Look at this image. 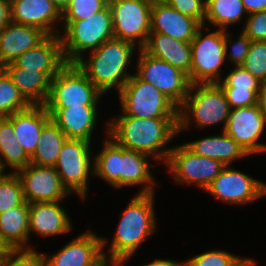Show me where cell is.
Masks as SVG:
<instances>
[{"label":"cell","instance_id":"obj_1","mask_svg":"<svg viewBox=\"0 0 266 266\" xmlns=\"http://www.w3.org/2000/svg\"><path fill=\"white\" fill-rule=\"evenodd\" d=\"M114 118L108 122L107 131L117 144L166 163L172 147L165 146L179 133L178 118Z\"/></svg>","mask_w":266,"mask_h":266},{"label":"cell","instance_id":"obj_2","mask_svg":"<svg viewBox=\"0 0 266 266\" xmlns=\"http://www.w3.org/2000/svg\"><path fill=\"white\" fill-rule=\"evenodd\" d=\"M101 152L94 156V176L104 179L114 188L144 185L137 194L155 193L154 179L147 161L149 155L117 144L111 137L104 140Z\"/></svg>","mask_w":266,"mask_h":266},{"label":"cell","instance_id":"obj_3","mask_svg":"<svg viewBox=\"0 0 266 266\" xmlns=\"http://www.w3.org/2000/svg\"><path fill=\"white\" fill-rule=\"evenodd\" d=\"M154 193L136 194L127 205L116 229L110 249L103 254L126 263L156 229Z\"/></svg>","mask_w":266,"mask_h":266},{"label":"cell","instance_id":"obj_4","mask_svg":"<svg viewBox=\"0 0 266 266\" xmlns=\"http://www.w3.org/2000/svg\"><path fill=\"white\" fill-rule=\"evenodd\" d=\"M135 45L113 38L104 42L98 49L89 52L76 62L87 78L104 94L114 86L119 92L133 75L127 68L131 63Z\"/></svg>","mask_w":266,"mask_h":266},{"label":"cell","instance_id":"obj_5","mask_svg":"<svg viewBox=\"0 0 266 266\" xmlns=\"http://www.w3.org/2000/svg\"><path fill=\"white\" fill-rule=\"evenodd\" d=\"M230 111L225 93L217 83L191 84L184 103L178 108V132L190 127L192 118L199 128L222 122L224 131Z\"/></svg>","mask_w":266,"mask_h":266},{"label":"cell","instance_id":"obj_6","mask_svg":"<svg viewBox=\"0 0 266 266\" xmlns=\"http://www.w3.org/2000/svg\"><path fill=\"white\" fill-rule=\"evenodd\" d=\"M63 22L64 35H60V38L67 63H76L87 50L94 51L114 38L109 4L86 19Z\"/></svg>","mask_w":266,"mask_h":266},{"label":"cell","instance_id":"obj_7","mask_svg":"<svg viewBox=\"0 0 266 266\" xmlns=\"http://www.w3.org/2000/svg\"><path fill=\"white\" fill-rule=\"evenodd\" d=\"M123 114L138 118H178V107L154 85L133 74L120 89Z\"/></svg>","mask_w":266,"mask_h":266},{"label":"cell","instance_id":"obj_8","mask_svg":"<svg viewBox=\"0 0 266 266\" xmlns=\"http://www.w3.org/2000/svg\"><path fill=\"white\" fill-rule=\"evenodd\" d=\"M103 93L87 78L76 63H67L51 80L45 108L97 105Z\"/></svg>","mask_w":266,"mask_h":266},{"label":"cell","instance_id":"obj_9","mask_svg":"<svg viewBox=\"0 0 266 266\" xmlns=\"http://www.w3.org/2000/svg\"><path fill=\"white\" fill-rule=\"evenodd\" d=\"M204 25L191 41V84L218 83L221 81V65L226 60L224 30L217 29L205 36Z\"/></svg>","mask_w":266,"mask_h":266},{"label":"cell","instance_id":"obj_10","mask_svg":"<svg viewBox=\"0 0 266 266\" xmlns=\"http://www.w3.org/2000/svg\"><path fill=\"white\" fill-rule=\"evenodd\" d=\"M114 38L142 49L151 32L152 3L146 0H109Z\"/></svg>","mask_w":266,"mask_h":266},{"label":"cell","instance_id":"obj_11","mask_svg":"<svg viewBox=\"0 0 266 266\" xmlns=\"http://www.w3.org/2000/svg\"><path fill=\"white\" fill-rule=\"evenodd\" d=\"M90 143L85 140L67 139L54 166L66 190L70 194L76 192L84 200L87 195L89 175L91 172L94 174Z\"/></svg>","mask_w":266,"mask_h":266},{"label":"cell","instance_id":"obj_12","mask_svg":"<svg viewBox=\"0 0 266 266\" xmlns=\"http://www.w3.org/2000/svg\"><path fill=\"white\" fill-rule=\"evenodd\" d=\"M136 75L154 85L178 108L189 93L191 82L186 73L171 64L147 54L139 49Z\"/></svg>","mask_w":266,"mask_h":266},{"label":"cell","instance_id":"obj_13","mask_svg":"<svg viewBox=\"0 0 266 266\" xmlns=\"http://www.w3.org/2000/svg\"><path fill=\"white\" fill-rule=\"evenodd\" d=\"M165 164L177 183H193L202 190H206L225 167L221 161L194 153L185 144L172 147Z\"/></svg>","mask_w":266,"mask_h":266},{"label":"cell","instance_id":"obj_14","mask_svg":"<svg viewBox=\"0 0 266 266\" xmlns=\"http://www.w3.org/2000/svg\"><path fill=\"white\" fill-rule=\"evenodd\" d=\"M232 168L225 166L205 191L221 202L234 205L251 203L266 195L264 182Z\"/></svg>","mask_w":266,"mask_h":266},{"label":"cell","instance_id":"obj_15","mask_svg":"<svg viewBox=\"0 0 266 266\" xmlns=\"http://www.w3.org/2000/svg\"><path fill=\"white\" fill-rule=\"evenodd\" d=\"M265 127L266 116L256 104L231 109L224 132L252 155L266 151V144L258 142Z\"/></svg>","mask_w":266,"mask_h":266},{"label":"cell","instance_id":"obj_16","mask_svg":"<svg viewBox=\"0 0 266 266\" xmlns=\"http://www.w3.org/2000/svg\"><path fill=\"white\" fill-rule=\"evenodd\" d=\"M21 180L26 202L62 201L70 193L63 186L55 167L37 166L30 163L16 172Z\"/></svg>","mask_w":266,"mask_h":266},{"label":"cell","instance_id":"obj_17","mask_svg":"<svg viewBox=\"0 0 266 266\" xmlns=\"http://www.w3.org/2000/svg\"><path fill=\"white\" fill-rule=\"evenodd\" d=\"M66 64L60 35H48L36 47L27 50L2 68H23L44 72L52 80Z\"/></svg>","mask_w":266,"mask_h":266},{"label":"cell","instance_id":"obj_18","mask_svg":"<svg viewBox=\"0 0 266 266\" xmlns=\"http://www.w3.org/2000/svg\"><path fill=\"white\" fill-rule=\"evenodd\" d=\"M11 21L35 26L47 35H60L55 26L62 20V13L51 0H10Z\"/></svg>","mask_w":266,"mask_h":266},{"label":"cell","instance_id":"obj_19","mask_svg":"<svg viewBox=\"0 0 266 266\" xmlns=\"http://www.w3.org/2000/svg\"><path fill=\"white\" fill-rule=\"evenodd\" d=\"M107 240L92 232H85L66 244L52 256L45 255L48 266H89L106 247Z\"/></svg>","mask_w":266,"mask_h":266},{"label":"cell","instance_id":"obj_20","mask_svg":"<svg viewBox=\"0 0 266 266\" xmlns=\"http://www.w3.org/2000/svg\"><path fill=\"white\" fill-rule=\"evenodd\" d=\"M46 110L67 139L91 142V135L97 121V105L46 108Z\"/></svg>","mask_w":266,"mask_h":266},{"label":"cell","instance_id":"obj_21","mask_svg":"<svg viewBox=\"0 0 266 266\" xmlns=\"http://www.w3.org/2000/svg\"><path fill=\"white\" fill-rule=\"evenodd\" d=\"M202 25L165 2L152 3L151 32L162 33L182 42H191Z\"/></svg>","mask_w":266,"mask_h":266},{"label":"cell","instance_id":"obj_22","mask_svg":"<svg viewBox=\"0 0 266 266\" xmlns=\"http://www.w3.org/2000/svg\"><path fill=\"white\" fill-rule=\"evenodd\" d=\"M48 35L35 26L10 22L0 32V68L27 50L36 47Z\"/></svg>","mask_w":266,"mask_h":266},{"label":"cell","instance_id":"obj_23","mask_svg":"<svg viewBox=\"0 0 266 266\" xmlns=\"http://www.w3.org/2000/svg\"><path fill=\"white\" fill-rule=\"evenodd\" d=\"M60 201L29 204V237L31 232L43 237L69 232L72 223Z\"/></svg>","mask_w":266,"mask_h":266},{"label":"cell","instance_id":"obj_24","mask_svg":"<svg viewBox=\"0 0 266 266\" xmlns=\"http://www.w3.org/2000/svg\"><path fill=\"white\" fill-rule=\"evenodd\" d=\"M13 124L15 137L31 157L38 145L43 127L51 120L44 105H31L26 110L7 117Z\"/></svg>","mask_w":266,"mask_h":266},{"label":"cell","instance_id":"obj_25","mask_svg":"<svg viewBox=\"0 0 266 266\" xmlns=\"http://www.w3.org/2000/svg\"><path fill=\"white\" fill-rule=\"evenodd\" d=\"M142 49L147 54L180 69L190 80L191 42H182L162 33L150 32Z\"/></svg>","mask_w":266,"mask_h":266},{"label":"cell","instance_id":"obj_26","mask_svg":"<svg viewBox=\"0 0 266 266\" xmlns=\"http://www.w3.org/2000/svg\"><path fill=\"white\" fill-rule=\"evenodd\" d=\"M185 145L194 153L221 161L225 166L249 154L234 139L222 131L220 135L205 137Z\"/></svg>","mask_w":266,"mask_h":266},{"label":"cell","instance_id":"obj_27","mask_svg":"<svg viewBox=\"0 0 266 266\" xmlns=\"http://www.w3.org/2000/svg\"><path fill=\"white\" fill-rule=\"evenodd\" d=\"M31 105H44L51 79L44 73L23 68H2Z\"/></svg>","mask_w":266,"mask_h":266},{"label":"cell","instance_id":"obj_28","mask_svg":"<svg viewBox=\"0 0 266 266\" xmlns=\"http://www.w3.org/2000/svg\"><path fill=\"white\" fill-rule=\"evenodd\" d=\"M0 236L10 248H26L29 238V204L0 214Z\"/></svg>","mask_w":266,"mask_h":266},{"label":"cell","instance_id":"obj_29","mask_svg":"<svg viewBox=\"0 0 266 266\" xmlns=\"http://www.w3.org/2000/svg\"><path fill=\"white\" fill-rule=\"evenodd\" d=\"M30 163V157L15 137L12 122L7 117L0 118V172L4 173L8 165L16 173Z\"/></svg>","mask_w":266,"mask_h":266},{"label":"cell","instance_id":"obj_30","mask_svg":"<svg viewBox=\"0 0 266 266\" xmlns=\"http://www.w3.org/2000/svg\"><path fill=\"white\" fill-rule=\"evenodd\" d=\"M66 140L65 134L51 119L41 131L38 145L30 157L31 163L37 166L54 167Z\"/></svg>","mask_w":266,"mask_h":266},{"label":"cell","instance_id":"obj_31","mask_svg":"<svg viewBox=\"0 0 266 266\" xmlns=\"http://www.w3.org/2000/svg\"><path fill=\"white\" fill-rule=\"evenodd\" d=\"M205 19L219 29L240 22L247 15L242 0H205Z\"/></svg>","mask_w":266,"mask_h":266},{"label":"cell","instance_id":"obj_32","mask_svg":"<svg viewBox=\"0 0 266 266\" xmlns=\"http://www.w3.org/2000/svg\"><path fill=\"white\" fill-rule=\"evenodd\" d=\"M30 106L8 74L0 68V118L26 110Z\"/></svg>","mask_w":266,"mask_h":266},{"label":"cell","instance_id":"obj_33","mask_svg":"<svg viewBox=\"0 0 266 266\" xmlns=\"http://www.w3.org/2000/svg\"><path fill=\"white\" fill-rule=\"evenodd\" d=\"M28 204L26 202L21 180L16 173H0V214L4 211Z\"/></svg>","mask_w":266,"mask_h":266},{"label":"cell","instance_id":"obj_34","mask_svg":"<svg viewBox=\"0 0 266 266\" xmlns=\"http://www.w3.org/2000/svg\"><path fill=\"white\" fill-rule=\"evenodd\" d=\"M241 66L262 83L266 82V41H252L249 53Z\"/></svg>","mask_w":266,"mask_h":266},{"label":"cell","instance_id":"obj_35","mask_svg":"<svg viewBox=\"0 0 266 266\" xmlns=\"http://www.w3.org/2000/svg\"><path fill=\"white\" fill-rule=\"evenodd\" d=\"M32 248H11L0 261V266H48L45 254H40Z\"/></svg>","mask_w":266,"mask_h":266},{"label":"cell","instance_id":"obj_36","mask_svg":"<svg viewBox=\"0 0 266 266\" xmlns=\"http://www.w3.org/2000/svg\"><path fill=\"white\" fill-rule=\"evenodd\" d=\"M109 0H72L62 12L63 21H80L104 9Z\"/></svg>","mask_w":266,"mask_h":266},{"label":"cell","instance_id":"obj_37","mask_svg":"<svg viewBox=\"0 0 266 266\" xmlns=\"http://www.w3.org/2000/svg\"><path fill=\"white\" fill-rule=\"evenodd\" d=\"M235 68L229 74L219 81L220 87H236V89H261L262 82L254 77L248 70L242 66Z\"/></svg>","mask_w":266,"mask_h":266},{"label":"cell","instance_id":"obj_38","mask_svg":"<svg viewBox=\"0 0 266 266\" xmlns=\"http://www.w3.org/2000/svg\"><path fill=\"white\" fill-rule=\"evenodd\" d=\"M229 42H232V36L228 30H224L225 57H229L233 65L241 66L249 53L252 40L242 31L237 41L231 43L232 50L228 52Z\"/></svg>","mask_w":266,"mask_h":266},{"label":"cell","instance_id":"obj_39","mask_svg":"<svg viewBox=\"0 0 266 266\" xmlns=\"http://www.w3.org/2000/svg\"><path fill=\"white\" fill-rule=\"evenodd\" d=\"M237 255L222 250H210L183 262V266H231Z\"/></svg>","mask_w":266,"mask_h":266},{"label":"cell","instance_id":"obj_40","mask_svg":"<svg viewBox=\"0 0 266 266\" xmlns=\"http://www.w3.org/2000/svg\"><path fill=\"white\" fill-rule=\"evenodd\" d=\"M231 109L254 106L258 104L261 89H236V87H221Z\"/></svg>","mask_w":266,"mask_h":266},{"label":"cell","instance_id":"obj_41","mask_svg":"<svg viewBox=\"0 0 266 266\" xmlns=\"http://www.w3.org/2000/svg\"><path fill=\"white\" fill-rule=\"evenodd\" d=\"M167 5L205 26V0H165Z\"/></svg>","mask_w":266,"mask_h":266},{"label":"cell","instance_id":"obj_42","mask_svg":"<svg viewBox=\"0 0 266 266\" xmlns=\"http://www.w3.org/2000/svg\"><path fill=\"white\" fill-rule=\"evenodd\" d=\"M243 32L252 41H266V10L249 14Z\"/></svg>","mask_w":266,"mask_h":266},{"label":"cell","instance_id":"obj_43","mask_svg":"<svg viewBox=\"0 0 266 266\" xmlns=\"http://www.w3.org/2000/svg\"><path fill=\"white\" fill-rule=\"evenodd\" d=\"M247 15L266 10V0H242Z\"/></svg>","mask_w":266,"mask_h":266},{"label":"cell","instance_id":"obj_44","mask_svg":"<svg viewBox=\"0 0 266 266\" xmlns=\"http://www.w3.org/2000/svg\"><path fill=\"white\" fill-rule=\"evenodd\" d=\"M10 22V0H0V32Z\"/></svg>","mask_w":266,"mask_h":266},{"label":"cell","instance_id":"obj_45","mask_svg":"<svg viewBox=\"0 0 266 266\" xmlns=\"http://www.w3.org/2000/svg\"><path fill=\"white\" fill-rule=\"evenodd\" d=\"M118 264L119 262L117 260L107 256L106 254H102L95 262H93L89 266H116Z\"/></svg>","mask_w":266,"mask_h":266},{"label":"cell","instance_id":"obj_46","mask_svg":"<svg viewBox=\"0 0 266 266\" xmlns=\"http://www.w3.org/2000/svg\"><path fill=\"white\" fill-rule=\"evenodd\" d=\"M145 266H183V262L179 263L173 260H165V259H156L152 261L151 263L145 265Z\"/></svg>","mask_w":266,"mask_h":266},{"label":"cell","instance_id":"obj_47","mask_svg":"<svg viewBox=\"0 0 266 266\" xmlns=\"http://www.w3.org/2000/svg\"><path fill=\"white\" fill-rule=\"evenodd\" d=\"M258 104L266 116V82L262 83L261 85V90L259 92L258 97Z\"/></svg>","mask_w":266,"mask_h":266},{"label":"cell","instance_id":"obj_48","mask_svg":"<svg viewBox=\"0 0 266 266\" xmlns=\"http://www.w3.org/2000/svg\"><path fill=\"white\" fill-rule=\"evenodd\" d=\"M256 265L255 260L250 258H244L237 256L232 262L231 266H254Z\"/></svg>","mask_w":266,"mask_h":266},{"label":"cell","instance_id":"obj_49","mask_svg":"<svg viewBox=\"0 0 266 266\" xmlns=\"http://www.w3.org/2000/svg\"><path fill=\"white\" fill-rule=\"evenodd\" d=\"M10 247L0 236V261L9 253Z\"/></svg>","mask_w":266,"mask_h":266},{"label":"cell","instance_id":"obj_50","mask_svg":"<svg viewBox=\"0 0 266 266\" xmlns=\"http://www.w3.org/2000/svg\"><path fill=\"white\" fill-rule=\"evenodd\" d=\"M62 13L72 0H51Z\"/></svg>","mask_w":266,"mask_h":266},{"label":"cell","instance_id":"obj_51","mask_svg":"<svg viewBox=\"0 0 266 266\" xmlns=\"http://www.w3.org/2000/svg\"><path fill=\"white\" fill-rule=\"evenodd\" d=\"M150 3H159V2H164L165 0H146Z\"/></svg>","mask_w":266,"mask_h":266}]
</instances>
